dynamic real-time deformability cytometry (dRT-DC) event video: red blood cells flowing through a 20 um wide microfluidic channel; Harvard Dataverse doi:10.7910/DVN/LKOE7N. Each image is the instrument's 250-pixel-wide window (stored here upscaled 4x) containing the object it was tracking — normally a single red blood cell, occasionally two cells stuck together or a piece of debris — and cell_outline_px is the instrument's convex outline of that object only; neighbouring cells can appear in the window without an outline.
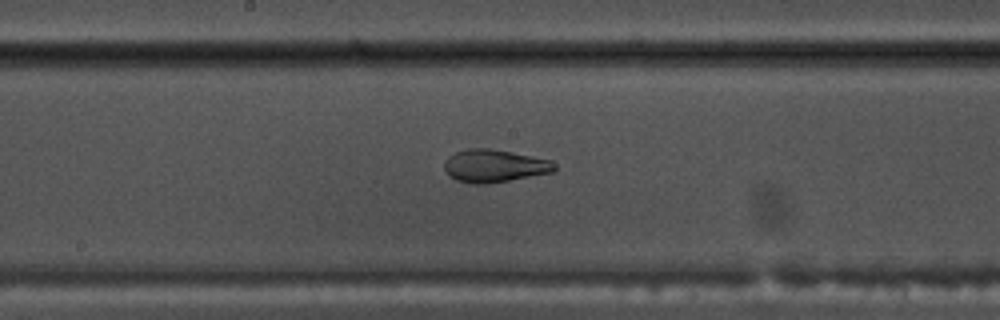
{"species": "common noctule bat (a hibernating species)", "species_latin": "Nyctalus noctula", "temperature_condition": "warm", "stored_images_in_passage": 54, "camera_frame_rate_fps": 3000, "um_per_image_px": 0.085, "animal": {"sex": "male", "body_mass_g": 17.5, "forearm_length_mm": 52.3}, "frame": {"image": 1, "passage_image": 29, "time_ms": 9.333, "image_size_px": [1000, 320], "cell_outline_px": [[556, 168], [552, 172], [508, 180], [484, 184], [472, 184], [456, 180], [448, 176], [444, 168], [444, 164], [448, 156], [456, 152], [468, 148], [488, 148], [512, 152], [552, 160], [556, 164]], "centroid_in_image_um": [41.99, 14.09], "position_along_channel_um": 206.2, "area_um2": 20.98}}
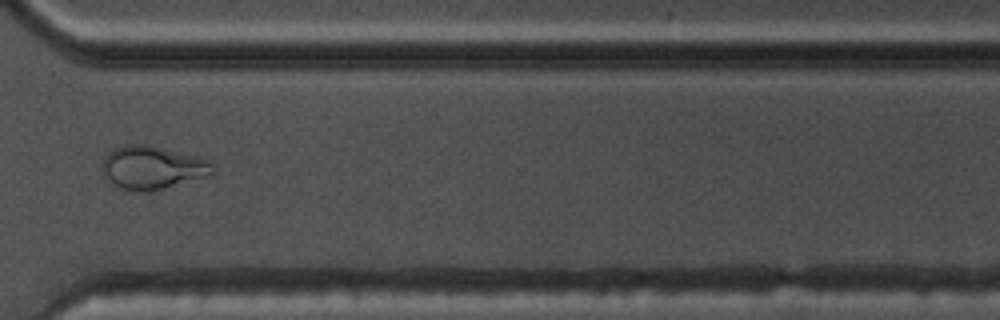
{"frame": {"image": 2, "passage_image": 41, "time_ms": 13.333, "image_size_px": [1000, 320], "cell_outline_px": [[216, 176], [148, 192], [128, 192], [116, 188], [104, 176], [104, 156], [108, 152], [116, 148], [128, 144], [148, 144], [200, 156], [212, 160], [216, 164]], "centroid_in_image_um": [13.09, 14.27], "position_along_channel_um": 357.5, "area_um2": 29.07}}
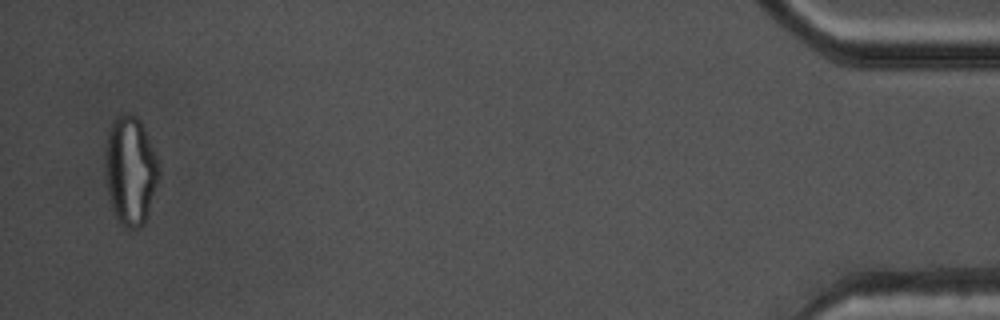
{"frame": {"image": 3, "passage_image": 53, "time_ms": 17.333, "image_size_px": [1000, 320], "cell_outline_px": [[160, 172], [148, 212], [144, 224], [140, 228], [124, 228], [116, 220], [112, 208], [108, 192], [104, 164], [104, 148], [108, 132], [112, 124], [120, 112], [132, 112], [140, 120], [144, 128], [156, 156], [160, 168]], "centroid_in_image_um": [11.06, 14.48], "position_along_channel_um": 424.1, "area_um2": 34.33}, "authors_computed_cell_mechanics": {"area_um2": 25.8944, "velocity_mm_per_s": 3.7792, "shape_relaxation_time_tau1_ms": null, "shape_relaxation_time_tau2_ms": 1.3812, "deformation_change_tau1": null, "deformation_change_tau2": 0.0586}}